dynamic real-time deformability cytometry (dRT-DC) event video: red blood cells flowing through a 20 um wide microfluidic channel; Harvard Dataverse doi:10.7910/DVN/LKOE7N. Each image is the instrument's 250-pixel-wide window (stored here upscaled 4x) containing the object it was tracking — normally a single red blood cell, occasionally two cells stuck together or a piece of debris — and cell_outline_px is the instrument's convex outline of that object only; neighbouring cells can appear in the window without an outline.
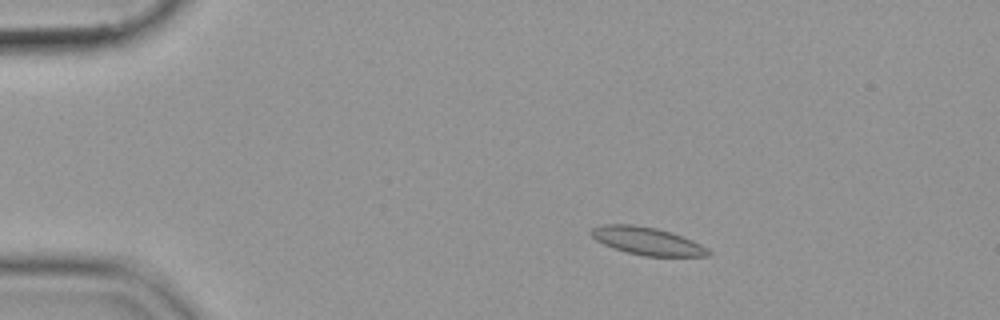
{"species": "common noctule bat (a hibernating species)", "species_latin": "Nyctalus noctula", "temperature_condition": "cold", "stored_images_in_passage": 54, "camera_frame_rate_fps": 3000, "um_per_image_px": 0.085, "animal": {"sex": "female", "body_mass_g": 19.9}, "frame": {"image": 1, "passage_image": 9, "time_ms": 2.667, "image_size_px": [1000, 320], "cell_outline_px": [[712, 256], [644, 256], [612, 248], [596, 240], [588, 232], [592, 228], [600, 224], [632, 224], [656, 228], [672, 232], [692, 240], [708, 248], [712, 252]], "centroid_in_image_um": [55.01, 20.48], "position_along_channel_um": 30.0, "area_um2": 19.07}}
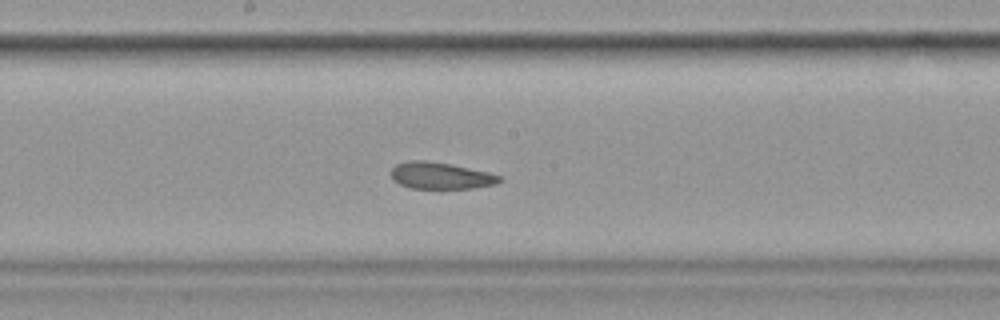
{"frame": {"image": 2, "passage_image": 29, "time_ms": 9.333, "image_size_px": [1000, 320], "cell_outline_px": [[504, 180], [496, 184], [472, 188], [412, 188], [400, 184], [392, 180], [392, 168], [396, 164], [408, 160], [424, 160], [448, 164], [488, 172], [504, 176]], "centroid_in_image_um": [37.48, 14.93], "position_along_channel_um": 210.7, "area_um2": 16.82}}
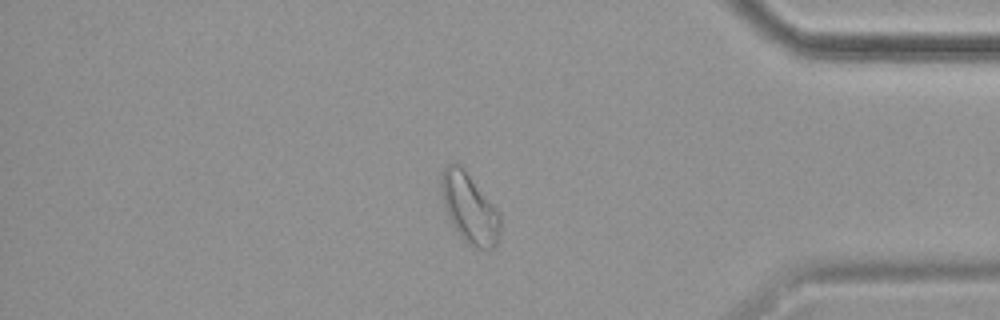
{"frame": {"image": 3, "passage_image": 46, "time_ms": 15.0, "image_size_px": [1000, 320], "cell_outline_px": [[500, 232], [496, 244], [488, 252], [476, 248], [468, 244], [460, 236], [452, 224], [444, 208], [440, 184], [440, 180], [444, 168], [448, 164], [460, 164], [464, 168], [500, 212]], "centroid_in_image_um": [39.92, 17.72], "position_along_channel_um": 395.3, "area_um2": 24.16}}